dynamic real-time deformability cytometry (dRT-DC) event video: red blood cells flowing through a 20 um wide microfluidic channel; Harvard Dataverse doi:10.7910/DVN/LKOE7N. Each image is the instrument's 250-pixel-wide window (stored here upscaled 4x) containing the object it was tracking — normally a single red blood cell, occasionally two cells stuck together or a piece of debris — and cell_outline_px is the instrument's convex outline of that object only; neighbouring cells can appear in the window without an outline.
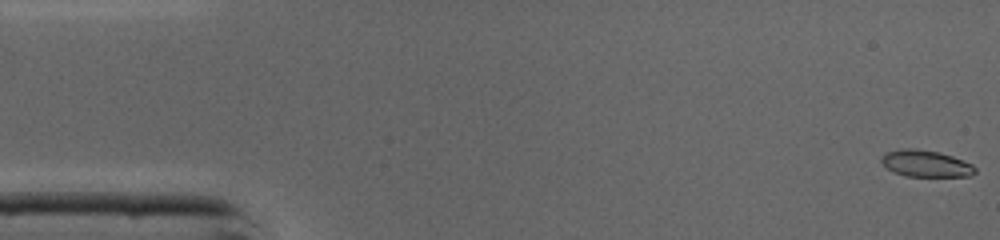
{"species": "common noctule bat (a hibernating species)", "species_latin": "Nyctalus noctula", "temperature_condition": "cold", "stored_images_in_passage": 46, "camera_frame_rate_fps": 3000, "um_per_image_px": 0.085, "animal": {"sex": "male", "body_mass_g": 19.0, "forearm_length_mm": 50.8}, "frame": {"image": 1, "passage_image": 1, "time_ms": 0.0, "image_size_px": [1000, 240], "cell_outline_px": [[976, 172], [972, 176], [904, 176], [892, 172], [880, 160], [880, 156], [888, 152], [904, 148], [916, 148], [936, 152], [952, 156], [972, 164], [976, 168]], "centroid_in_image_um": [78.69, 13.91], "position_along_channel_um": 6.3, "area_um2": 14.51}}
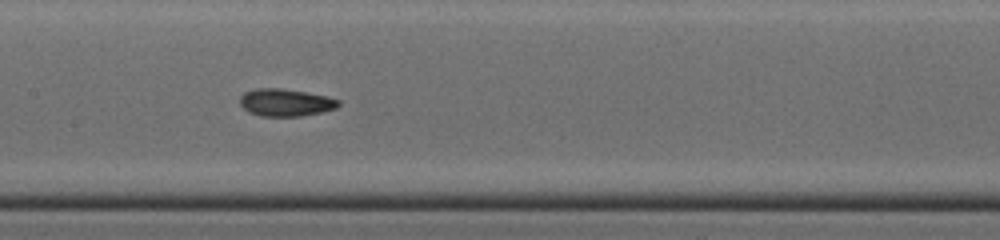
{"frame": {"image": 2, "passage_image": 22, "time_ms": 7.0, "image_size_px": [1000, 240], "cell_outline_px": [[340, 104], [336, 108], [324, 112], [300, 116], [260, 116], [248, 112], [240, 104], [240, 96], [244, 92], [256, 88], [280, 88], [328, 96], [340, 100]], "centroid_in_image_um": [24.28, 8.71], "position_along_channel_um": 183.1, "area_um2": 15.84}}
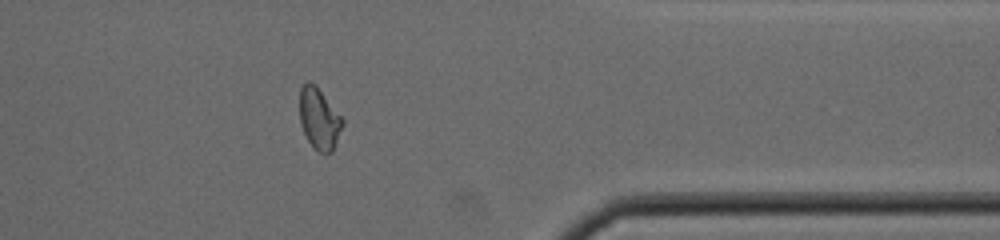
{"frame": {"image": 3, "passage_image": 37, "time_ms": 12.0, "image_size_px": [1000, 240], "cell_outline_px": [[344, 124], [332, 152], [316, 152], [312, 148], [300, 124], [300, 88], [308, 80], [316, 84], [344, 120]], "centroid_in_image_um": [27.13, 10.09], "position_along_channel_um": 384.3, "area_um2": 15.43}, "authors_computed_cell_mechanics": {"area_um2": 15.4326, "velocity_mm_per_s": 4.384, "shape_relaxation_time_tau1_ms": 5.0995, "shape_relaxation_time_tau2_ms": 2.5086, "deformation_change_tau1": 0.142, "deformation_change_tau2": 0.0458}}